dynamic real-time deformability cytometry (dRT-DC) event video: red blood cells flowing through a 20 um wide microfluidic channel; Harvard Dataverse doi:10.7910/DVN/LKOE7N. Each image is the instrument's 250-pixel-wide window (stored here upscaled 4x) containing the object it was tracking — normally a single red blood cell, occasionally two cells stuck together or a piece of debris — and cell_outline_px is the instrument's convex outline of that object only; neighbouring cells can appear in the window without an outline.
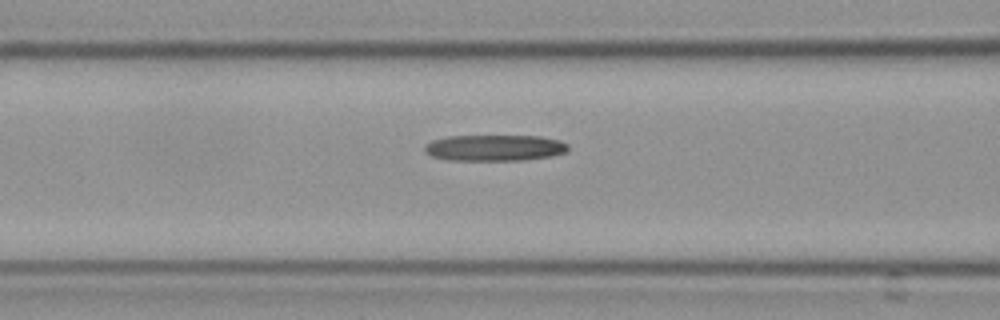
{"species": "Egyptian fruit bat (a non-hibernating species)", "species_latin": "Rousettus aegyptiacus", "temperature_condition": "cold", "stored_images_in_passage": 13, "camera_frame_rate_fps": 3000, "um_per_image_px": 0.085, "frame": {"image": 1, "passage_image": 6, "time_ms": 1.667, "image_size_px": [1000, 320], "cell_outline_px": [[568, 148], [564, 152], [552, 156], [520, 160], [448, 160], [432, 156], [424, 152], [424, 144], [432, 140], [448, 136], [540, 136], [560, 140], [568, 144]], "centroid_in_image_um": [42.01, 12.56], "position_along_channel_um": 124.6, "area_um2": 21.91}}
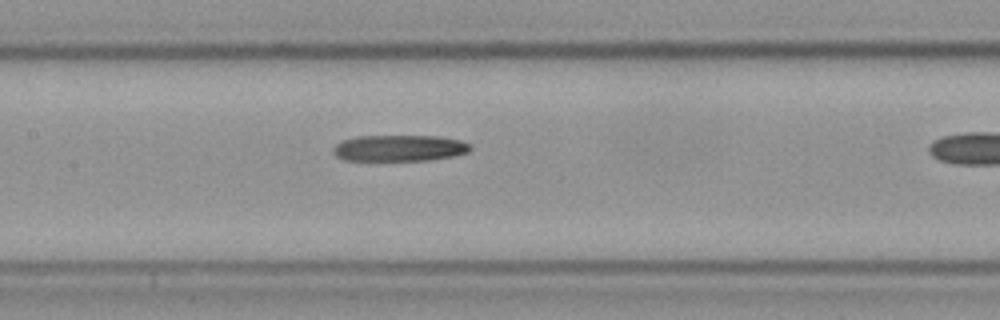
{"frame": {"image": 2, "passage_image": 10, "time_ms": 3.0, "image_size_px": [1000, 320], "cell_outline_px": [[472, 148], [468, 152], [452, 156], [428, 160], [344, 160], [336, 156], [332, 152], [332, 148], [336, 144], [344, 140], [356, 136], [436, 136], [460, 140], [472, 144]], "centroid_in_image_um": [33.94, 12.58], "position_along_channel_um": 173.5, "area_um2": 20.98}}